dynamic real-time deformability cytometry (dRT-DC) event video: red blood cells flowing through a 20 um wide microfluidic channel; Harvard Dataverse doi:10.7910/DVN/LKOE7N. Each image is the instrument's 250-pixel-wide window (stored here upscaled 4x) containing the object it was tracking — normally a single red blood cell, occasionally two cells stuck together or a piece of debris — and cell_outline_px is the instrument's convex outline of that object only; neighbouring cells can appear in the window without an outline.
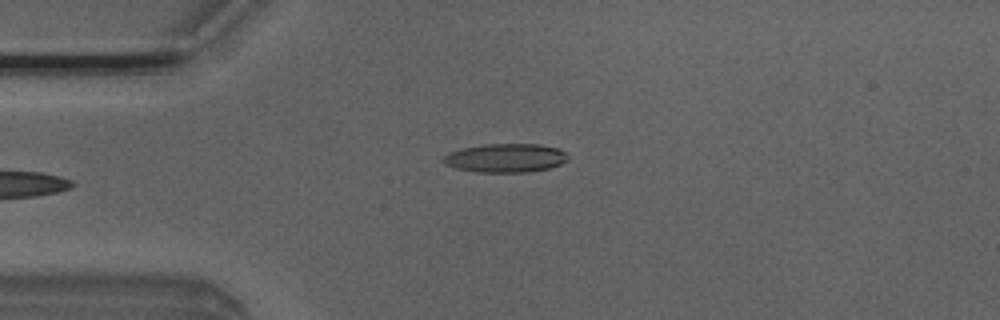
{"species": "Egyptian fruit bat (a non-hibernating species)", "species_latin": "Rousettus aegyptiacus", "temperature_condition": "room temperature", "stored_images_in_passage": 6, "camera_frame_rate_fps": 3000, "um_per_image_px": 0.085, "animal": {"sex": "male"}, "frame": {"image": 1, "passage_image": 3, "time_ms": 0.667, "image_size_px": [1000, 320], "cell_outline_px": [[568, 160], [560, 164], [548, 168], [528, 172], [476, 172], [456, 168], [444, 164], [444, 156], [448, 152], [460, 148], [484, 144], [536, 144], [560, 148], [568, 156]], "centroid_in_image_um": [42.96, 13.42], "position_along_channel_um": 42.0, "area_um2": 20.92}}
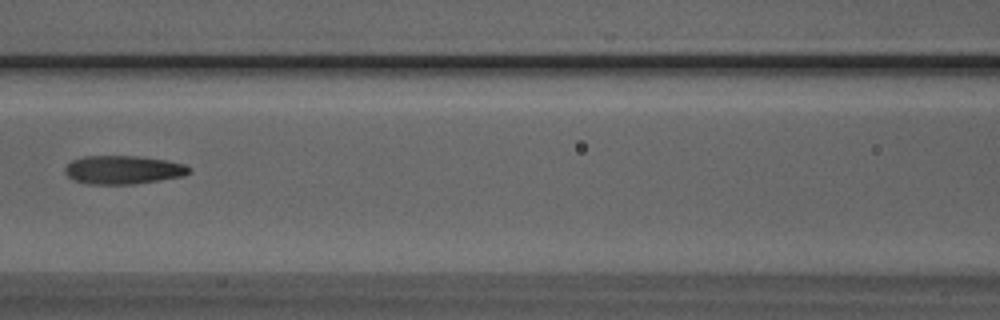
{"frame": {"image": 2, "passage_image": 6, "time_ms": 1.667, "image_size_px": [1000, 320], "cell_outline_px": [[192, 172], [184, 176], [136, 184], [84, 184], [72, 180], [64, 172], [64, 168], [72, 160], [84, 156], [140, 156], [168, 160], [184, 164], [192, 168]], "centroid_in_image_um": [10.49, 14.44], "position_along_channel_um": 156.1, "area_um2": 20.98}}